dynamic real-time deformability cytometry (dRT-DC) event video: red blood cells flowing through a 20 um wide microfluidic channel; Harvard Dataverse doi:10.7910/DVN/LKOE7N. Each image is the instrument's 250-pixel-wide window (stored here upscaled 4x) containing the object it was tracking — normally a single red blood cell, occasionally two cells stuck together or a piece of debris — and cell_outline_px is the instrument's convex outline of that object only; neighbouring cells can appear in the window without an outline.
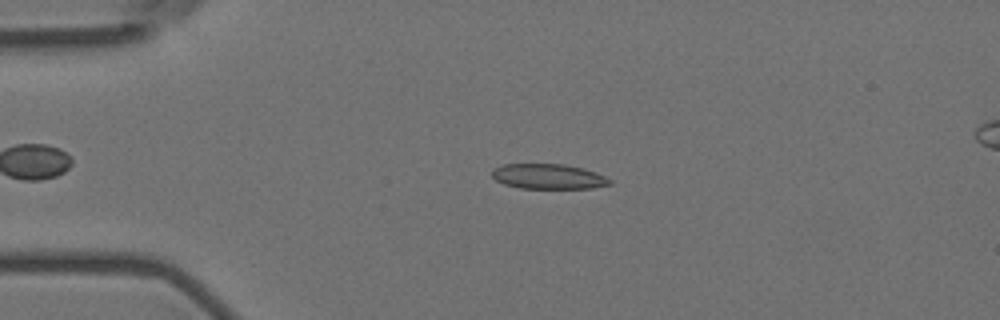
{"species": "Egyptian fruit bat (a non-hibernating species)", "species_latin": "Rousettus aegyptiacus", "temperature_condition": "room temperature", "stored_images_in_passage": 50, "camera_frame_rate_fps": 3000, "um_per_image_px": 0.085, "animal": {"sex": "female"}, "frame": {"image": 1, "passage_image": 12, "time_ms": 3.667, "image_size_px": [1000, 320], "cell_outline_px": [[612, 184], [592, 188], [520, 188], [504, 184], [496, 180], [492, 176], [492, 168], [504, 164], [564, 164], [596, 172], [612, 180]], "centroid_in_image_um": [46.6, 15.0], "position_along_channel_um": 38.4, "area_um2": 17.17}}
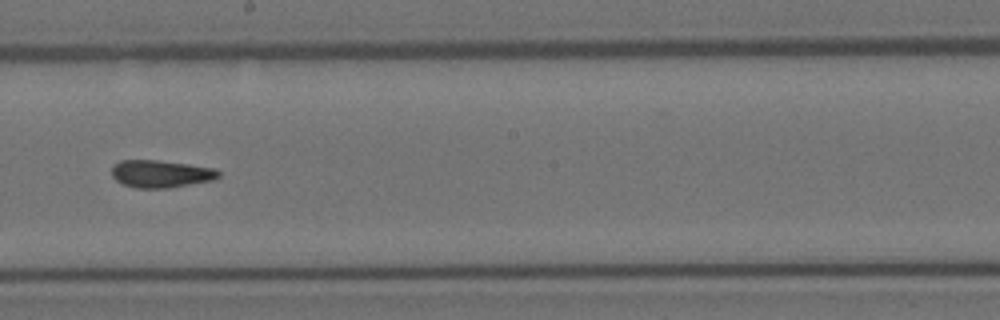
{"frame": {"image": 2, "passage_image": 31, "time_ms": 10.0, "image_size_px": [1000, 320], "cell_outline_px": [[220, 176], [212, 180], [168, 188], [136, 188], [124, 184], [116, 180], [112, 176], [112, 164], [120, 160], [156, 160], [188, 164], [216, 168], [220, 172]], "centroid_in_image_um": [13.66, 14.77], "position_along_channel_um": 234.5, "area_um2": 17.11}}
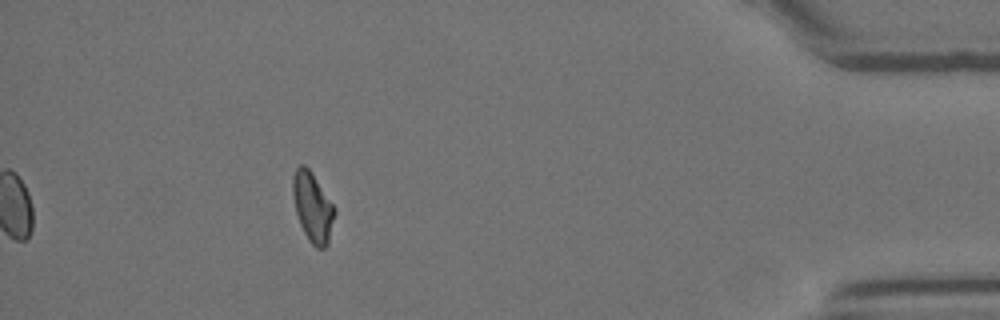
{"frame": {"image": 3, "passage_image": 50, "time_ms": 16.333, "image_size_px": [1000, 320], "cell_outline_px": [[336, 212], [328, 244], [324, 248], [316, 248], [308, 240], [300, 224], [296, 212], [292, 196], [292, 176], [296, 168], [300, 164], [304, 164], [312, 172], [332, 204]], "centroid_in_image_um": [26.56, 17.6], "position_along_channel_um": 408.6, "area_um2": 16.94}, "authors_computed_cell_mechanics": {"area_um2": 17.34, "velocity_mm_per_s": 3.5988, "shape_relaxation_time_tau1_ms": null, "shape_relaxation_time_tau2_ms": 5.3361, "deformation_change_tau1": null, "deformation_change_tau2": 0.106}}